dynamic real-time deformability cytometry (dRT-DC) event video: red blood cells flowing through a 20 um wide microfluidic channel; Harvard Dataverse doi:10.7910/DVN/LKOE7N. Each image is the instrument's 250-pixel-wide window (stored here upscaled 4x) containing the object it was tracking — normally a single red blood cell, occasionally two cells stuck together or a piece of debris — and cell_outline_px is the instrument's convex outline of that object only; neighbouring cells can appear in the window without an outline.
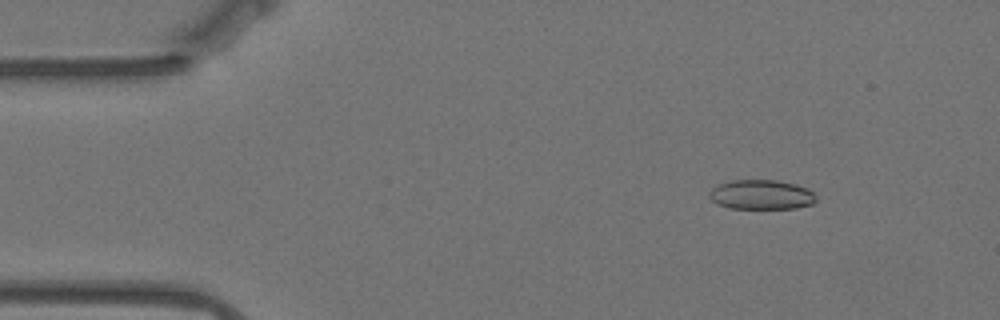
{"species": "Egyptian fruit bat (a non-hibernating species)", "species_latin": "Rousettus aegyptiacus", "temperature_condition": "warm", "stored_images_in_passage": 57, "camera_frame_rate_fps": 3000, "um_per_image_px": 0.085, "animal": {"sex": "female"}, "frame": {"image": 1, "passage_image": 7, "time_ms": 2.0, "image_size_px": [1000, 320], "cell_outline_px": [[816, 200], [812, 204], [796, 208], [732, 208], [716, 204], [712, 200], [708, 192], [712, 188], [720, 184], [732, 180], [776, 180], [796, 184], [808, 188], [816, 196]], "centroid_in_image_um": [64.72, 16.54], "position_along_channel_um": 20.3, "area_um2": 18.38}}
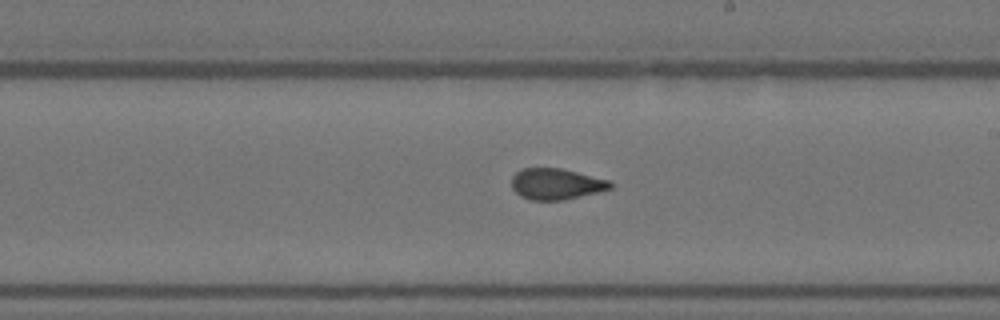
{"frame": {"image": 2, "passage_image": 32, "time_ms": 10.333, "image_size_px": [1000, 320], "cell_outline_px": [[612, 188], [564, 200], [528, 200], [520, 196], [512, 188], [512, 176], [520, 168], [560, 168], [612, 180]], "centroid_in_image_um": [47.26, 15.63], "position_along_channel_um": 241.7, "area_um2": 17.98}}
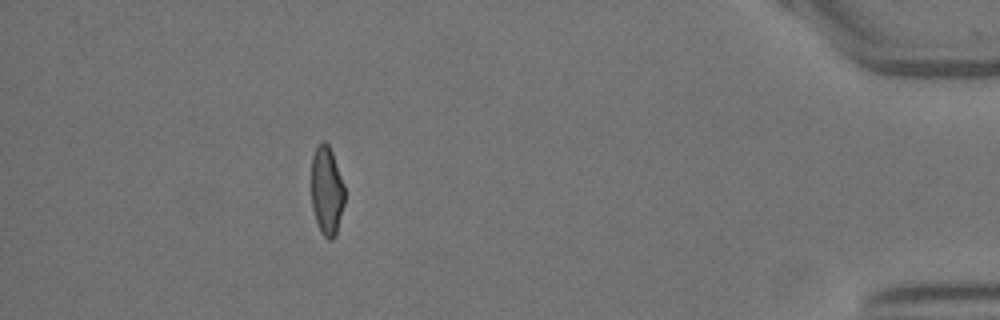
{"frame": {"image": 3, "passage_image": 51, "time_ms": 16.667, "image_size_px": [1000, 320], "cell_outline_px": [[344, 204], [336, 232], [332, 240], [328, 240], [320, 232], [312, 208], [312, 156], [320, 140], [324, 140], [328, 144], [332, 152], [344, 184]], "centroid_in_image_um": [27.77, 16.19], "position_along_channel_um": 407.4, "area_um2": 17.17}, "authors_computed_cell_mechanics": {"area_um2": 18.496, "velocity_mm_per_s": 3.5345, "shape_relaxation_time_tau1_ms": null, "shape_relaxation_time_tau2_ms": 1.5349, "deformation_change_tau1": null, "deformation_change_tau2": 0.0755}}